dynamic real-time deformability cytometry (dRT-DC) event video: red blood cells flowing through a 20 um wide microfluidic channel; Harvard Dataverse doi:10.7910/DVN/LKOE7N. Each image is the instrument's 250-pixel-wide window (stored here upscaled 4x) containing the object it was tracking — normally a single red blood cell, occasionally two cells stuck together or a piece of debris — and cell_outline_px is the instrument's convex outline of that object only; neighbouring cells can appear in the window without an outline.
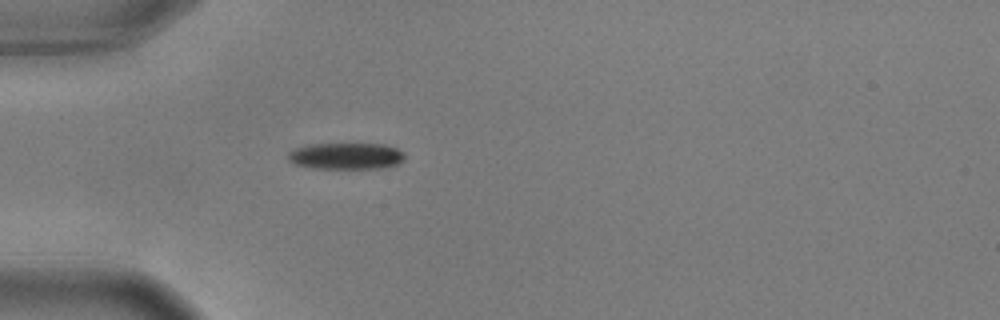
{"species": "common noctule bat (a hibernating species)", "species_latin": "Nyctalus noctula", "temperature_condition": "warm", "stored_images_in_passage": 40, "camera_frame_rate_fps": 3000, "um_per_image_px": 0.085, "animal": {"sex": "male", "body_mass_g": 17.9, "forearm_length_mm": 54.2}, "frame": {"image": 1, "passage_image": 1, "time_ms": 0.0, "image_size_px": [1000, 320], "cell_outline_px": [[404, 160], [396, 164], [384, 168], [312, 168], [292, 164], [288, 160], [288, 152], [296, 148], [312, 144], [384, 144], [396, 148], [404, 152]], "centroid_in_image_um": [29.4, 13.26], "position_along_channel_um": 55.6, "area_um2": 18.03}}
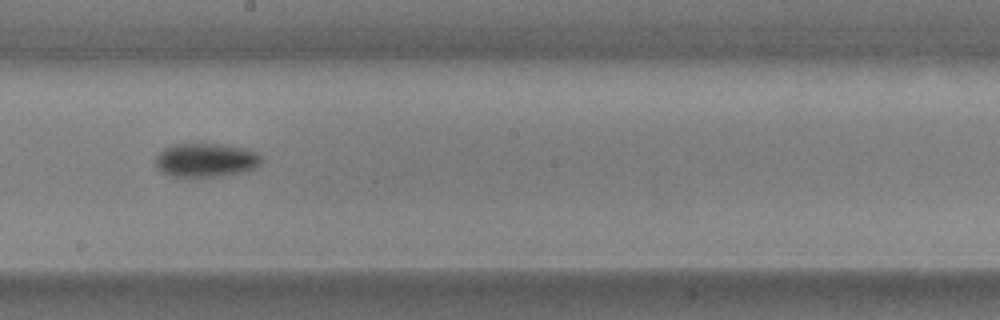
{"frame": {"image": 2, "passage_image": 16, "time_ms": 5.0, "image_size_px": [1000, 320], "cell_outline_px": [[264, 160], [256, 168], [240, 172], [220, 176], [168, 176], [160, 172], [156, 168], [156, 156], [164, 148], [176, 144], [220, 144], [248, 148], [264, 156]], "centroid_in_image_um": [17.53, 13.6], "position_along_channel_um": 230.7, "area_um2": 21.04}}
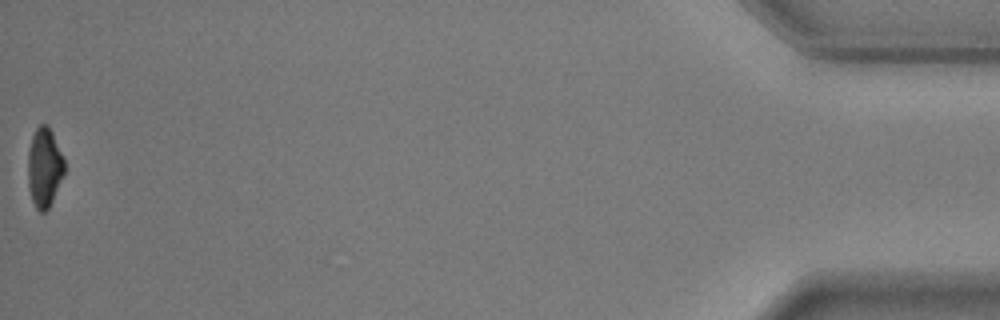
{"frame": {"image": 3, "passage_image": 40, "time_ms": 13.0, "image_size_px": [1000, 320], "cell_outline_px": [[64, 172], [52, 200], [48, 208], [44, 212], [40, 212], [36, 208], [32, 200], [28, 184], [28, 152], [32, 136], [36, 128], [40, 124], [48, 124], [52, 132], [64, 160]], "centroid_in_image_um": [3.75, 14.21], "position_along_channel_um": 431.4, "area_um2": 16.59}, "authors_computed_cell_mechanics": {"area_um2": 18.9295, "velocity_mm_per_s": 3.6594, "shape_relaxation_time_tau1_ms": 2.2314, "shape_relaxation_time_tau2_ms": null, "deformation_change_tau1": 0.1397, "deformation_change_tau2": null}}